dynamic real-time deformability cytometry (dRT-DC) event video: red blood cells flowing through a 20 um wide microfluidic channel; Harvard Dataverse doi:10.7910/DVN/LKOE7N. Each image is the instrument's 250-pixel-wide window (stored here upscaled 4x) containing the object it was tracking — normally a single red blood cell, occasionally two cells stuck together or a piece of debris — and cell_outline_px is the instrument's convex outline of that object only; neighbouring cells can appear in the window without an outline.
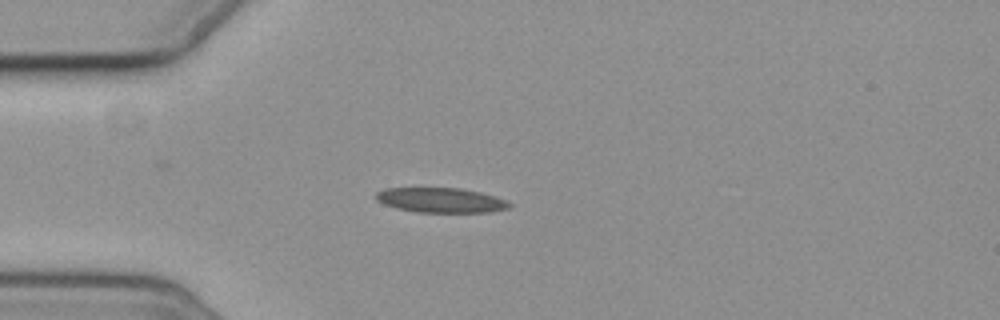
{"species": "common noctule bat (a hibernating species)", "species_latin": "Nyctalus noctula", "temperature_condition": "cold", "stored_images_in_passage": 2, "camera_frame_rate_fps": 3000, "um_per_image_px": 0.085, "animal": {"sex": "female", "body_mass_g": 19.3, "forearm_length_mm": 54.1}, "frame": {"image": 1, "passage_image": 2, "time_ms": 1.0, "image_size_px": [1000, 320], "cell_outline_px": [[512, 204], [508, 208], [492, 212], [416, 212], [396, 208], [384, 204], [376, 200], [376, 192], [384, 188], [460, 188], [480, 192], [496, 196]], "centroid_in_image_um": [37.46, 17.01], "position_along_channel_um": 47.5, "area_um2": 19.31}}